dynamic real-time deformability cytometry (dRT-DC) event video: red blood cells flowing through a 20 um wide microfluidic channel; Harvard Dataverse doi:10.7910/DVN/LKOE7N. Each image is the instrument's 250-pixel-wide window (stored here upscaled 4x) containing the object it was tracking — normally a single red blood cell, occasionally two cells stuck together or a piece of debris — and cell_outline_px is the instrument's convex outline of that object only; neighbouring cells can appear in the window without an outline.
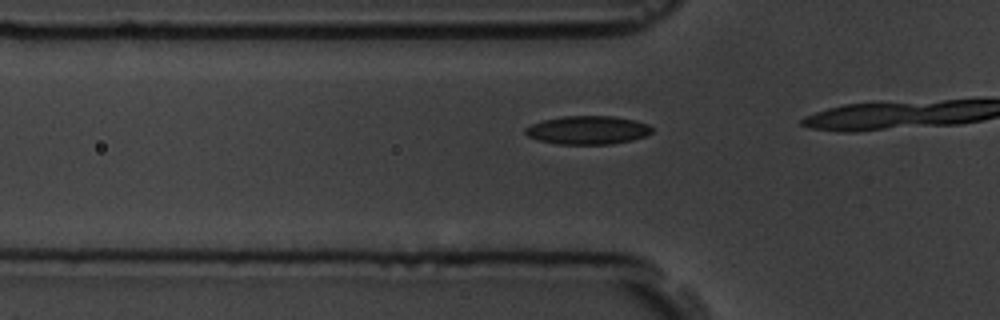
{"species": "common noctule bat (a hibernating species)", "species_latin": "Nyctalus noctula", "temperature_condition": "room temperature", "stored_images_in_passage": 17, "camera_frame_rate_fps": 3000, "um_per_image_px": 0.085, "animal": {"sex": "male", "body_mass_g": 19.5, "forearm_length_mm": 54.6}, "frame": {"image": 1, "passage_image": 15, "time_ms": 4.667, "image_size_px": [1000, 320], "cell_outline_px": [[652, 132], [644, 136], [632, 140], [612, 144], [560, 144], [540, 140], [528, 136], [524, 132], [524, 128], [532, 124], [544, 120], [564, 116], [612, 116], [636, 120], [648, 124], [652, 128]], "centroid_in_image_um": [49.97, 11.05], "position_along_channel_um": 75.8, "area_um2": 20.87}}